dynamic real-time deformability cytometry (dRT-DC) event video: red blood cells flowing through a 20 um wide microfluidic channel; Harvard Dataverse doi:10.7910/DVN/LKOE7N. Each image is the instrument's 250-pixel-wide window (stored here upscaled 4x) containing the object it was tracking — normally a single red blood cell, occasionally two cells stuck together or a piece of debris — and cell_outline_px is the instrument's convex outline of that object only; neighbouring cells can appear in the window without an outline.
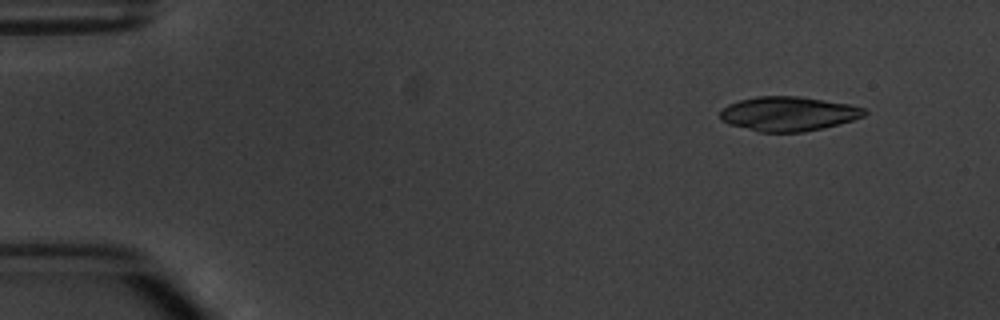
{"species": "common noctule bat (a hibernating species)", "species_latin": "Nyctalus noctula", "temperature_condition": "warm", "stored_images_in_passage": 5, "camera_frame_rate_fps": 3000, "um_per_image_px": 0.085, "animal": {"sex": "male", "body_mass_g": 20.1, "forearm_length_mm": 53.5}, "frame": {"image": 1, "passage_image": 2, "time_ms": 1.333, "image_size_px": [1000, 320], "cell_outline_px": [[868, 112], [864, 116], [840, 124], [824, 128], [800, 132], [756, 132], [728, 124], [720, 120], [720, 112], [728, 104], [740, 100], [756, 96], [800, 96], [848, 104], [864, 108]], "centroid_in_image_um": [66.99, 9.68], "position_along_channel_um": 18.0, "area_um2": 29.07}}